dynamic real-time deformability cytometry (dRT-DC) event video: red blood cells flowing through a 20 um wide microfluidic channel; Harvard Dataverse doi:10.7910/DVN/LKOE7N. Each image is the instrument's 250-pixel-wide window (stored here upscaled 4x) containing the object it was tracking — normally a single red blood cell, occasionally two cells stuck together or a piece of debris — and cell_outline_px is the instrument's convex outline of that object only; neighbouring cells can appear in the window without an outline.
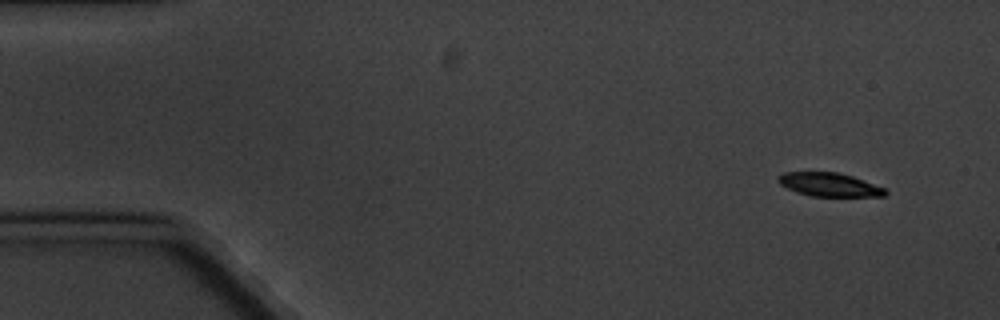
{"species": "common noctule bat (a hibernating species)", "species_latin": "Nyctalus noctula", "temperature_condition": "cold", "stored_images_in_passage": 8, "camera_frame_rate_fps": 3000, "um_per_image_px": 0.085, "animal": {"sex": "male", "body_mass_g": 20.1, "forearm_length_mm": 53.5}, "frame": {"image": 1, "passage_image": 1, "time_ms": 0.0, "image_size_px": [1000, 320], "cell_outline_px": [[888, 192], [884, 196], [812, 196], [796, 192], [780, 184], [776, 180], [776, 176], [784, 172], [836, 172], [852, 176], [884, 188]], "centroid_in_image_um": [70.44, 15.69], "position_along_channel_um": 14.6, "area_um2": 14.62}}
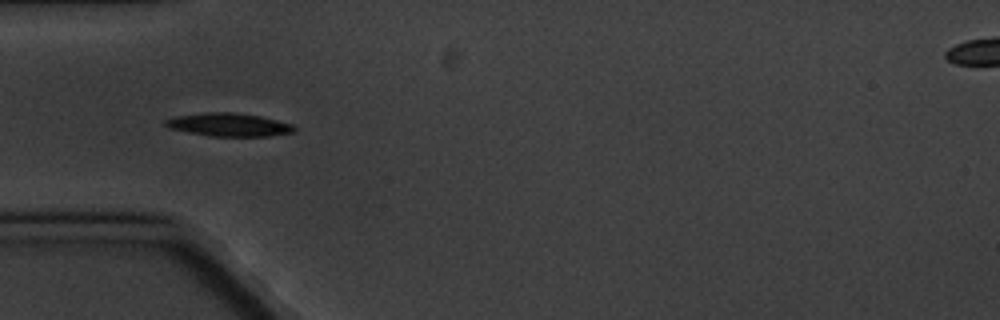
{"frame": {"image": 2, "passage_image": 5, "time_ms": 4.667, "image_size_px": [1000, 320], "cell_outline_px": [[296, 128], [292, 132], [268, 136], [208, 136], [168, 128], [164, 124], [164, 120], [176, 116], [204, 112], [232, 112], [260, 116], [292, 124]], "centroid_in_image_um": [19.4, 10.6], "position_along_channel_um": 65.6, "area_um2": 17.34}}